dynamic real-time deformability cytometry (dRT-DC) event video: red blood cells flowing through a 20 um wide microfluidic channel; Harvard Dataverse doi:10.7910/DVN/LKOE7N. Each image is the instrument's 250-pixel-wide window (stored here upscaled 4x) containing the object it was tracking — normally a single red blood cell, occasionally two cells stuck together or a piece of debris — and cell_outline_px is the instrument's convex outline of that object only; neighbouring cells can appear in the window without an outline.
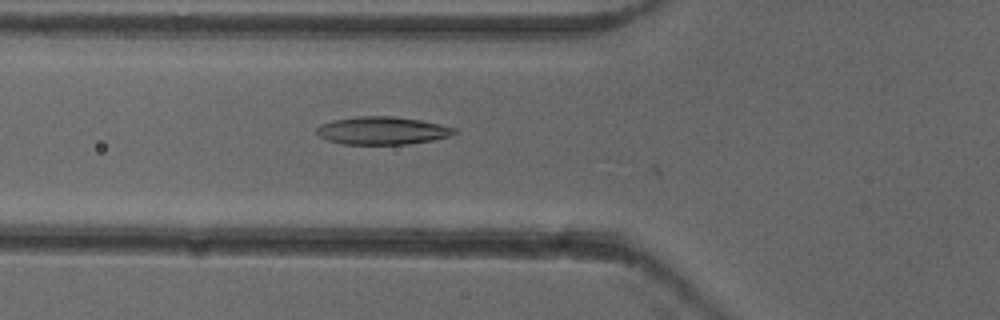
{"species": "common noctule bat (a hibernating species)", "species_latin": "Nyctalus noctula", "temperature_condition": "cold", "stored_images_in_passage": 7, "camera_frame_rate_fps": 3000, "um_per_image_px": 0.085, "animal": {"sex": "female"}, "frame": {"image": 1, "passage_image": 6, "time_ms": 1.667, "image_size_px": [1000, 320], "cell_outline_px": [[460, 132], [448, 136], [432, 140], [408, 144], [344, 144], [328, 140], [320, 136], [316, 132], [316, 128], [320, 124], [332, 120], [356, 116], [392, 116], [420, 120], [440, 124], [456, 128]], "centroid_in_image_um": [32.5, 11.09], "position_along_channel_um": 93.3, "area_um2": 22.37}}